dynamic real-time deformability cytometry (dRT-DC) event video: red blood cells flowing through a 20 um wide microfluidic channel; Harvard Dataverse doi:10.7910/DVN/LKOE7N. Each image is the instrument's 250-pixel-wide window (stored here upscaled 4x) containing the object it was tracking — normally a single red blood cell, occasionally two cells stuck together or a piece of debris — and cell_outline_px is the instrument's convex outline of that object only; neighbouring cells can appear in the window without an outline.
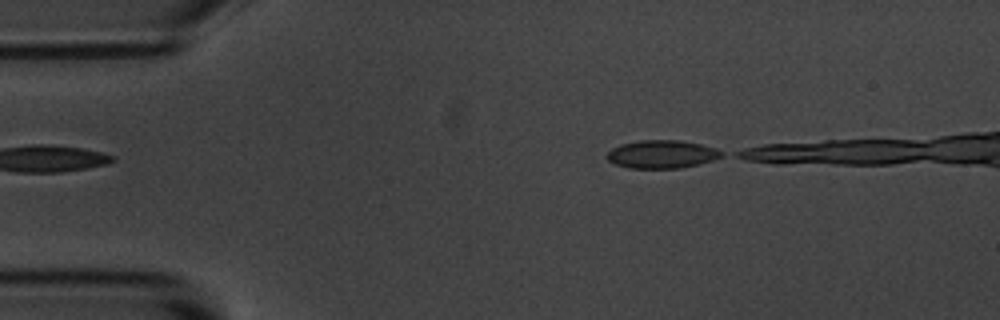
{"species": "common noctule bat (a hibernating species)", "species_latin": "Nyctalus noctula", "temperature_condition": "room temperature", "stored_images_in_passage": 2, "segment_of_instrument_passage": [2, 2], "camera_frame_rate_fps": 3000, "um_per_image_px": 0.085, "animal": {"sex": "male", "body_mass_g": 20.1, "forearm_length_mm": 53.5}, "frame": {"image": 1, "passage_image": 2, "time_ms": 1.333, "image_size_px": [1000, 320], "cell_outline_px": [[724, 156], [700, 164], [680, 168], [628, 168], [616, 164], [608, 160], [604, 156], [612, 148], [620, 144], [640, 140], [680, 140], [700, 144], [716, 148], [724, 152]], "centroid_in_image_um": [56.26, 13.11], "position_along_channel_um": 28.7, "area_um2": 18.9}}